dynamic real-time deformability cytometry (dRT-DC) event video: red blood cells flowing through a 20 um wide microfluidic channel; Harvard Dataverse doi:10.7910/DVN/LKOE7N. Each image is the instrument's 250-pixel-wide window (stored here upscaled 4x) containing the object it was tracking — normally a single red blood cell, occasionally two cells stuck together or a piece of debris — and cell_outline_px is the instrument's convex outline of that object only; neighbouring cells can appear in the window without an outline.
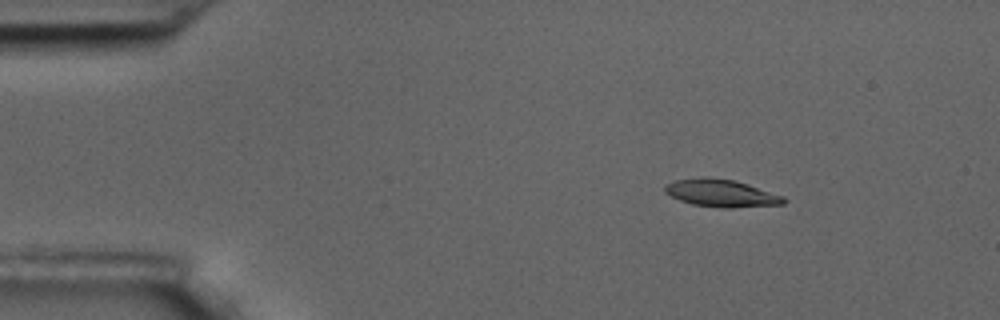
{"species": "common noctule bat (a hibernating species)", "species_latin": "Nyctalus noctula", "temperature_condition": "room temperature", "stored_images_in_passage": 4, "camera_frame_rate_fps": 3000, "um_per_image_px": 0.085, "animal": {"sex": "male", "body_mass_g": 17.5, "forearm_length_mm": 52.3}, "frame": {"image": 1, "passage_image": 2, "time_ms": 0.333, "image_size_px": [1000, 320], "cell_outline_px": [[788, 200], [784, 204], [732, 208], [720, 208], [692, 204], [680, 200], [664, 192], [664, 188], [668, 184], [676, 180], [704, 176], [708, 176], [732, 180], [748, 184], [784, 196]], "centroid_in_image_um": [61.34, 16.42], "position_along_channel_um": 23.7, "area_um2": 19.07}}